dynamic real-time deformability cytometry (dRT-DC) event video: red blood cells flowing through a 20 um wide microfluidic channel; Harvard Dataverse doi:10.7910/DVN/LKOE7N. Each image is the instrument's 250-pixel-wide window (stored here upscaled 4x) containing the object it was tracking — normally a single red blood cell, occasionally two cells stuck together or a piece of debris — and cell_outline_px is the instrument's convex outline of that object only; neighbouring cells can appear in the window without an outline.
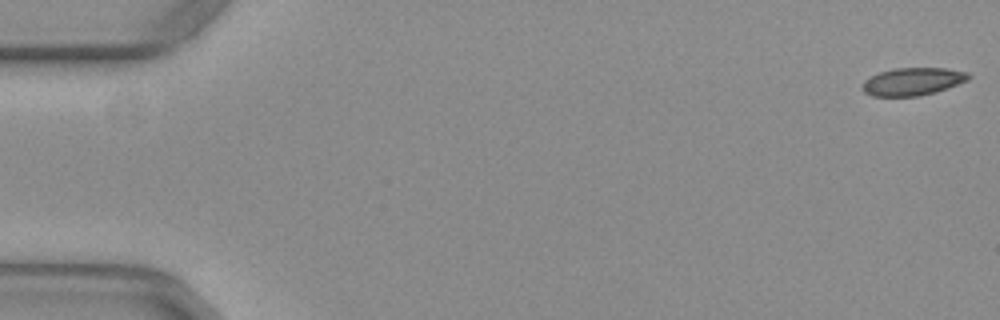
{"species": "common noctule bat (a hibernating species)", "species_latin": "Nyctalus noctula", "temperature_condition": "warm", "stored_images_in_passage": 13, "camera_frame_rate_fps": 3000, "um_per_image_px": 0.085, "animal": {"sex": "female", "body_mass_g": 29.2, "forearm_length_mm": 56.3}, "frame": {"image": 1, "passage_image": 1, "time_ms": 0.0, "image_size_px": [1000, 320], "cell_outline_px": [[972, 76], [968, 80], [948, 88], [936, 92], [920, 96], [872, 96], [864, 92], [860, 88], [864, 80], [880, 72], [896, 68], [944, 68], [968, 72]], "centroid_in_image_um": [77.59, 6.93], "position_along_channel_um": 7.4, "area_um2": 17.22}}